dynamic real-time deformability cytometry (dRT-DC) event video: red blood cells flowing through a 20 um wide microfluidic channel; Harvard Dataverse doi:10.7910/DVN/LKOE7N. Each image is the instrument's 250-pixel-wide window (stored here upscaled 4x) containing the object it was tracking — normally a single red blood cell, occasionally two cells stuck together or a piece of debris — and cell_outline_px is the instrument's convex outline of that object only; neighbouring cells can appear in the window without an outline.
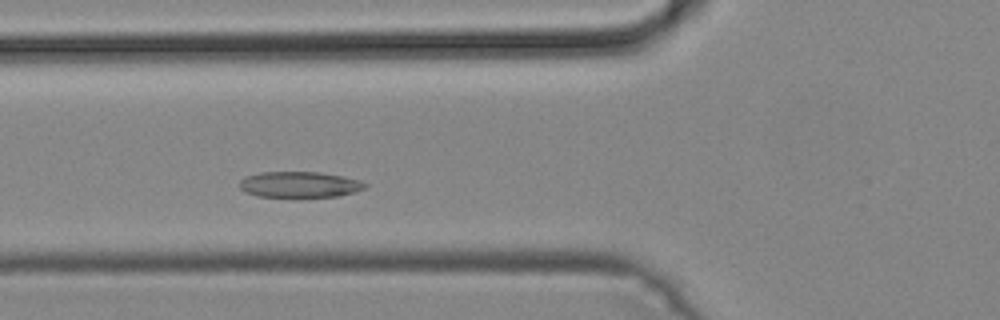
{"species": "common noctule bat (a hibernating species)", "species_latin": "Nyctalus noctula", "temperature_condition": "cold", "stored_images_in_passage": 30, "camera_frame_rate_fps": 3000, "um_per_image_px": 0.085, "animal": {"sex": "male", "body_mass_g": 19.2, "forearm_length_mm": 51.8}, "frame": {"image": 1, "passage_image": 4, "time_ms": 1.0, "image_size_px": [1000, 320], "cell_outline_px": [[368, 184], [364, 188], [352, 192], [336, 196], [296, 200], [256, 196], [244, 192], [240, 188], [240, 180], [244, 176], [260, 172], [320, 172], [360, 180]], "centroid_in_image_um": [25.39, 15.73], "position_along_channel_um": 100.4, "area_um2": 19.83}}
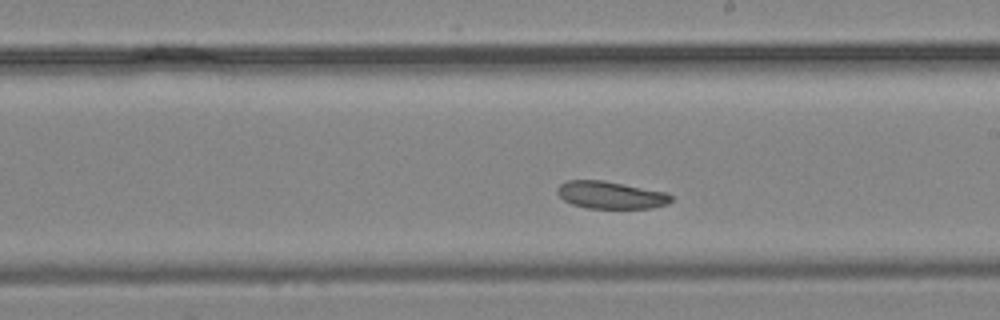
{"frame": {"image": 2, "passage_image": 14, "time_ms": 4.333, "image_size_px": [1000, 320], "cell_outline_px": [[672, 200], [668, 204], [652, 208], [588, 208], [572, 204], [564, 200], [556, 192], [556, 188], [560, 184], [568, 180], [604, 180], [668, 192], [672, 196]], "centroid_in_image_um": [51.93, 16.57], "position_along_channel_um": 237.1, "area_um2": 18.32}}
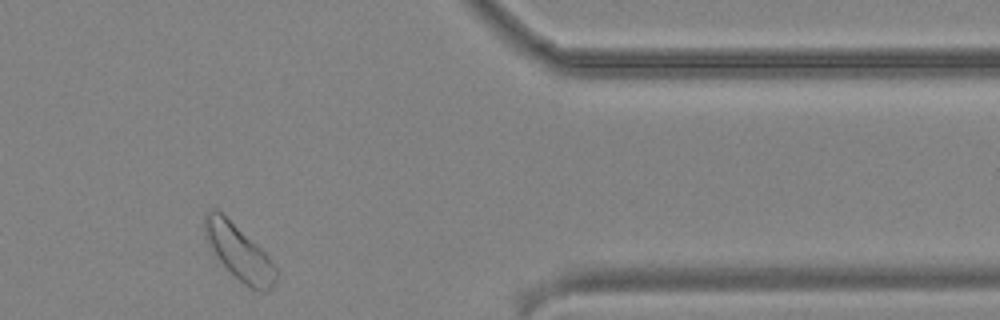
{"frame": {"image": 3, "passage_image": 27, "time_ms": 8.667, "image_size_px": [1000, 320], "cell_outline_px": [[276, 280], [272, 288], [268, 292], [260, 292], [244, 284], [220, 260], [204, 236], [204, 216], [208, 212], [216, 208], [256, 244], [268, 256], [276, 268]], "centroid_in_image_um": [20.33, 21.46], "position_along_channel_um": 391.1, "area_um2": 22.14}}